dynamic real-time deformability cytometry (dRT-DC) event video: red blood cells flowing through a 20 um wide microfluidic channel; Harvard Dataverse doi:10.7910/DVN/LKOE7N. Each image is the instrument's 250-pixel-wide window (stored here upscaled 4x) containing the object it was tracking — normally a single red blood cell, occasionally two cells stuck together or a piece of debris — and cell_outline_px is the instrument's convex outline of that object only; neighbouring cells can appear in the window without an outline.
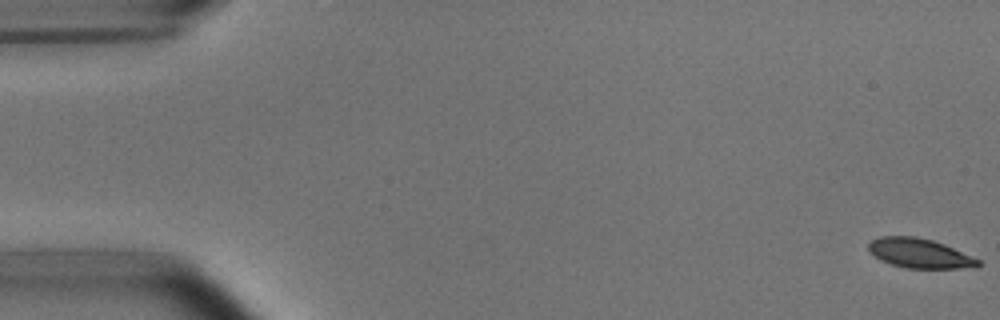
{"species": "common noctule bat (a hibernating species)", "species_latin": "Nyctalus noctula", "temperature_condition": "room temperature", "stored_images_in_passage": 7, "camera_frame_rate_fps": 3000, "um_per_image_px": 0.085, "animal": {"sex": "male", "body_mass_g": 15.6}, "frame": {"image": 1, "passage_image": 1, "time_ms": 0.0, "image_size_px": [1000, 320], "cell_outline_px": [[980, 264], [976, 268], [908, 268], [892, 264], [880, 260], [868, 252], [868, 244], [872, 240], [880, 236], [916, 236], [932, 240], [944, 244], [980, 260]], "centroid_in_image_um": [78.14, 21.53], "position_along_channel_um": 6.9, "area_um2": 18.84}}
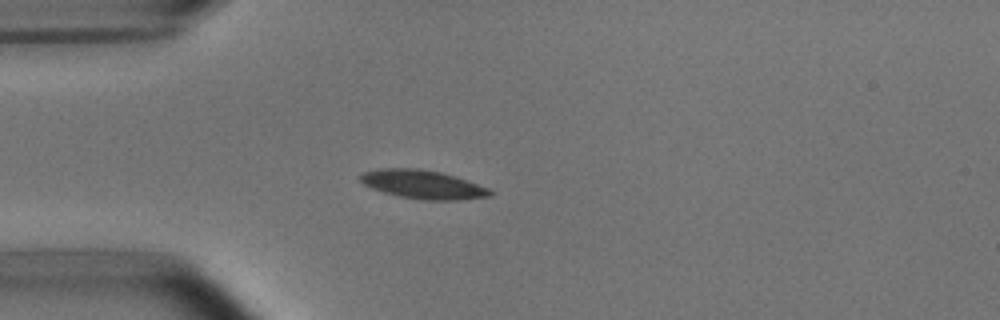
{"frame": {"image": 2, "passage_image": 5, "time_ms": 4.667, "image_size_px": [1000, 320], "cell_outline_px": [[492, 196], [456, 200], [420, 200], [400, 196], [384, 192], [372, 188], [364, 184], [360, 180], [360, 176], [364, 172], [376, 168], [420, 168], [440, 172], [456, 176], [488, 188], [492, 192]], "centroid_in_image_um": [35.94, 15.67], "position_along_channel_um": 49.1, "area_um2": 21.62}}